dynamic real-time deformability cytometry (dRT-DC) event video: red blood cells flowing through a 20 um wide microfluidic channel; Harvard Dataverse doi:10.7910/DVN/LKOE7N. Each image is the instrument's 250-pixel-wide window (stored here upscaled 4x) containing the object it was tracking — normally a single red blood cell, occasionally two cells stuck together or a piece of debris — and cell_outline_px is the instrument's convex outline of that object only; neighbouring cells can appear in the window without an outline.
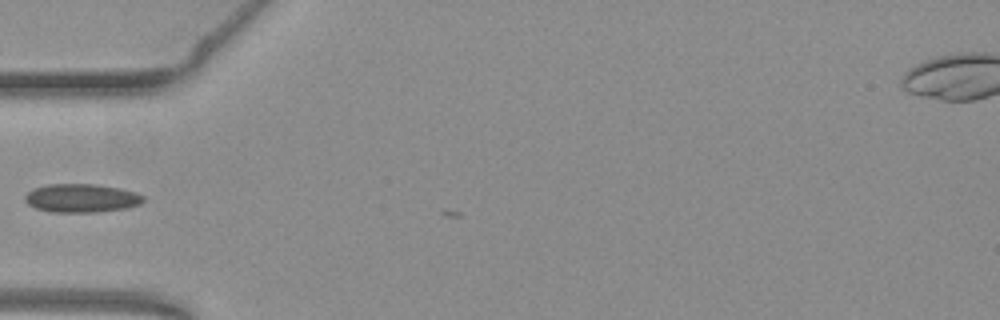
{"species": "common noctule bat (a hibernating species)", "species_latin": "Nyctalus noctula", "temperature_condition": "warm", "stored_images_in_passage": 6, "camera_frame_rate_fps": 3000, "um_per_image_px": 0.085, "animal": {"sex": "female", "body_mass_g": 19.3, "forearm_length_mm": 54.1}, "frame": {"image": 1, "passage_image": 1, "time_ms": 0.0, "image_size_px": [1000, 320], "cell_outline_px": [[144, 200], [140, 204], [124, 208], [96, 212], [48, 212], [36, 208], [28, 204], [24, 200], [24, 196], [28, 192], [36, 188], [48, 184], [96, 184], [120, 188], [136, 192], [144, 196]], "centroid_in_image_um": [6.92, 16.84], "position_along_channel_um": 78.1, "area_um2": 19.65}}
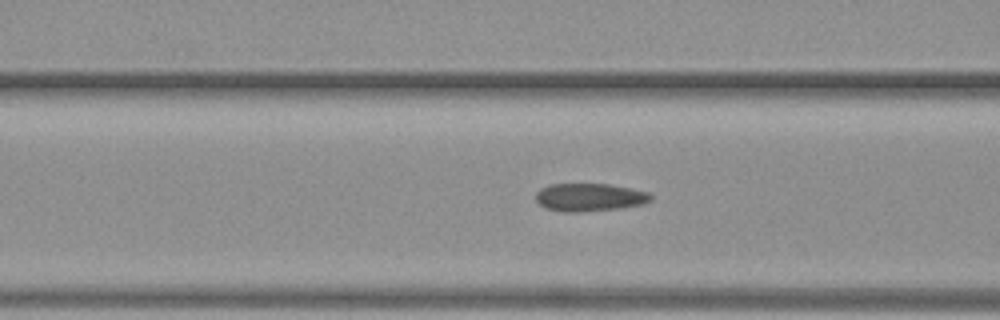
{"frame": {"image": 2, "passage_image": 4, "time_ms": 1.0, "image_size_px": [1000, 320], "cell_outline_px": [[652, 200], [644, 204], [620, 208], [580, 212], [560, 212], [544, 208], [536, 200], [536, 192], [540, 188], [548, 184], [608, 184], [648, 192], [652, 196]], "centroid_in_image_um": [50.08, 16.78], "position_along_channel_um": 116.5, "area_um2": 18.84}}